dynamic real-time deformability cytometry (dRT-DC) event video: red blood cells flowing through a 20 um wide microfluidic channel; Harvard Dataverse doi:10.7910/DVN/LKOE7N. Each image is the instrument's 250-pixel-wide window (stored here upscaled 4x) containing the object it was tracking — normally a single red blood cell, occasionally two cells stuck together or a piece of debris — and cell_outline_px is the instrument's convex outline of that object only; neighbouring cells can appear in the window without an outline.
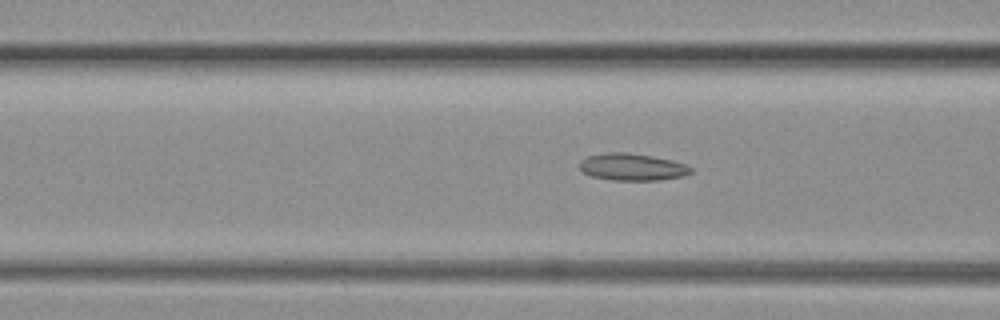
{"species": "common noctule bat (a hibernating species)", "species_latin": "Nyctalus noctula", "temperature_condition": "warm", "stored_images_in_passage": 64, "camera_frame_rate_fps": 3000, "um_per_image_px": 0.085, "animal": {"sex": "female", "body_mass_g": 19.3, "forearm_length_mm": 54.1}, "frame": {"image": 1, "passage_image": 31, "time_ms": 10.0, "image_size_px": [1000, 320], "cell_outline_px": [[692, 172], [680, 176], [660, 180], [612, 180], [592, 176], [584, 172], [580, 168], [580, 160], [588, 156], [608, 152], [628, 152], [652, 156], [672, 160], [684, 164], [692, 168]], "centroid_in_image_um": [53.72, 14.18], "position_along_channel_um": 112.9, "area_um2": 17.4}}
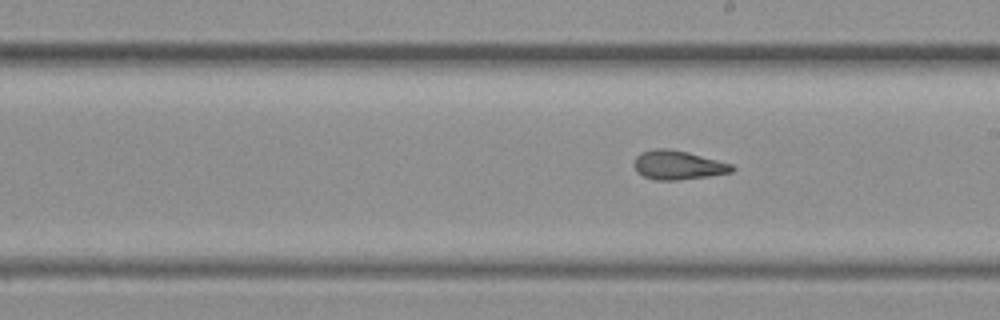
{"frame": {"image": 2, "passage_image": 45, "time_ms": 14.667, "image_size_px": [1000, 320], "cell_outline_px": [[736, 168], [732, 172], [708, 176], [680, 180], [656, 180], [644, 176], [632, 164], [636, 156], [640, 152], [656, 148], [668, 148], [688, 152], [732, 164]], "centroid_in_image_um": [57.63, 14.02], "position_along_channel_um": 231.4, "area_um2": 16.53}}
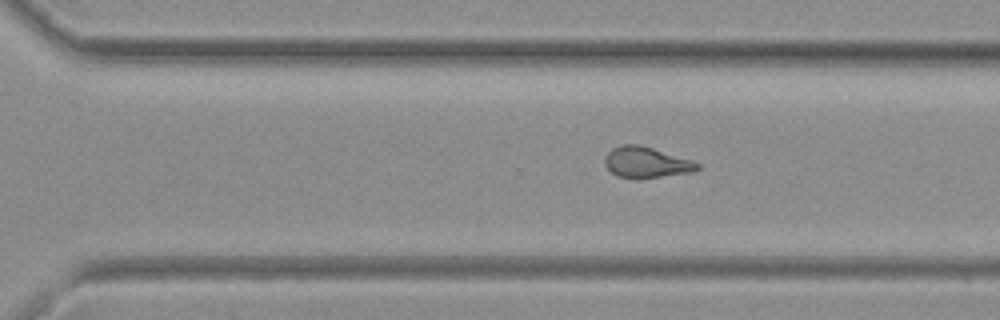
{"frame": {"image": 3, "passage_image": 55, "time_ms": 18.0, "image_size_px": [1000, 320], "cell_outline_px": [[700, 168], [692, 172], [640, 180], [636, 180], [616, 176], [604, 164], [604, 156], [612, 148], [624, 144], [640, 144], [692, 160], [700, 164]], "centroid_in_image_um": [54.92, 13.82], "position_along_channel_um": 315.7, "area_um2": 17.05}}